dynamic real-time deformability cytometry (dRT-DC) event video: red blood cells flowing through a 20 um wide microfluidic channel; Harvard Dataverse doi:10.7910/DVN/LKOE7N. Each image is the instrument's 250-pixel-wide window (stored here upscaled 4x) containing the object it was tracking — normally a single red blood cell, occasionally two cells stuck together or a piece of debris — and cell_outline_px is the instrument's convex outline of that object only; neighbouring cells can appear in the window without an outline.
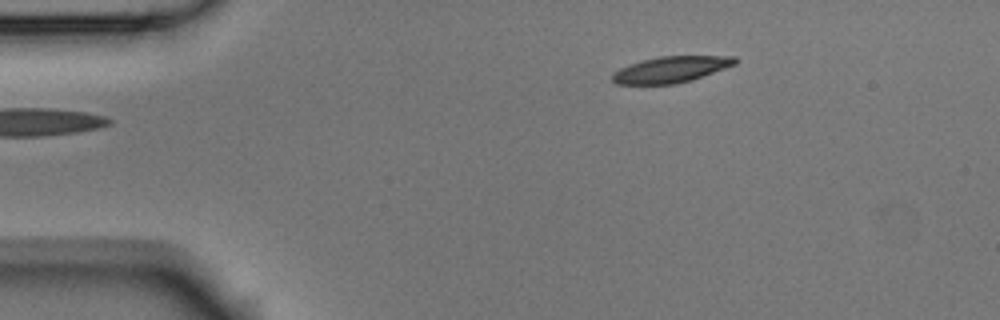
{"species": "Egyptian fruit bat (a non-hibernating species)", "species_latin": "Rousettus aegyptiacus", "temperature_condition": "room temperature", "stored_images_in_passage": 6, "camera_frame_rate_fps": 3000, "um_per_image_px": 0.085, "animal": {"sex": "male"}, "frame": {"image": 1, "passage_image": 6, "time_ms": 1.667, "image_size_px": [1000, 320], "cell_outline_px": [[736, 64], [692, 80], [676, 84], [616, 84], [612, 80], [612, 72], [628, 64], [640, 60], [660, 56], [736, 56]], "centroid_in_image_um": [56.99, 5.9], "position_along_channel_um": 28.0, "area_um2": 18.79}}